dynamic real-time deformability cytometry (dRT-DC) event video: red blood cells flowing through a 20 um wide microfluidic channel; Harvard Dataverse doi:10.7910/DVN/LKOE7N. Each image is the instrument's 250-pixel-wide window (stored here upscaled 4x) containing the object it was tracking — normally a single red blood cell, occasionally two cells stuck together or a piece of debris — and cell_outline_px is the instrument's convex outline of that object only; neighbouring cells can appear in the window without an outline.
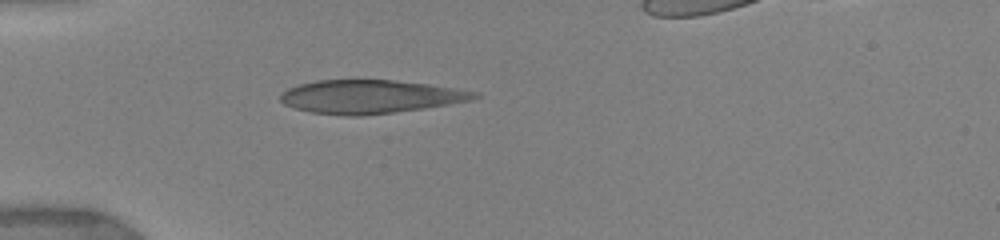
{"species": "human", "species_latin": "Homo sapiens", "temperature_condition": "warm", "stored_images_in_passage": 15, "camera_frame_rate_fps": 3000, "um_per_image_px": 0.085, "donor": {"sex": "female"}, "frame": {"image": 1, "passage_image": 1, "time_ms": 0.0, "image_size_px": [1000, 240], "cell_outline_px": [[480, 96], [468, 100], [448, 104], [424, 108], [360, 116], [352, 116], [312, 112], [296, 108], [284, 104], [280, 100], [280, 96], [288, 88], [300, 84], [316, 80], [396, 80], [428, 84], [456, 88], [480, 92]], "centroid_in_image_um": [31.48, 8.21], "position_along_channel_um": 53.5, "area_um2": 37.45}}
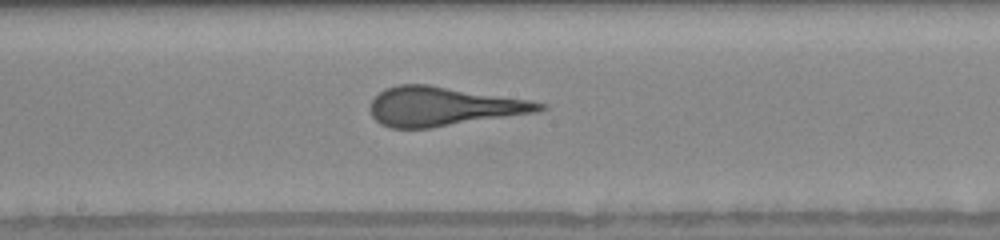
{"frame": {"image": 2, "passage_image": 9, "time_ms": 4.333, "image_size_px": [1000, 240], "cell_outline_px": [[548, 108], [536, 112], [432, 128], [392, 128], [380, 124], [372, 116], [368, 108], [372, 100], [384, 88], [396, 84], [428, 84], [528, 100], [548, 104]], "centroid_in_image_um": [37.63, 9.05], "position_along_channel_um": 210.6, "area_um2": 38.55}}